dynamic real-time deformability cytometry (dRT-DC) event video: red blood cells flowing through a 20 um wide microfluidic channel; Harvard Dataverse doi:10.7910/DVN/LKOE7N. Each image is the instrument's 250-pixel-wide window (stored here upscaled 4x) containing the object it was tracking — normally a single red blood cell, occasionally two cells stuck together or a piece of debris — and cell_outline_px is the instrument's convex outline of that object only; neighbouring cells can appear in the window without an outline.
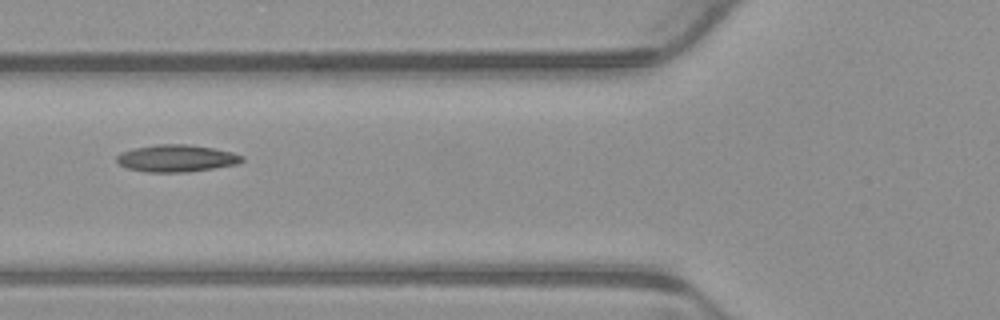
{"species": "common noctule bat (a hibernating species)", "species_latin": "Nyctalus noctula", "temperature_condition": "warm", "stored_images_in_passage": 8, "camera_frame_rate_fps": 3000, "um_per_image_px": 0.085, "animal": {"sex": "male", "body_mass_g": 23.1, "forearm_length_mm": 52.7}, "frame": {"image": 1, "passage_image": 8, "time_ms": 2.333, "image_size_px": [1000, 320], "cell_outline_px": [[244, 160], [236, 164], [212, 168], [184, 172], [148, 172], [128, 168], [120, 164], [116, 160], [116, 156], [120, 152], [132, 148], [156, 144], [188, 144], [212, 148], [232, 152], [244, 156]], "centroid_in_image_um": [14.97, 13.44], "position_along_channel_um": 110.8, "area_um2": 19.71}}